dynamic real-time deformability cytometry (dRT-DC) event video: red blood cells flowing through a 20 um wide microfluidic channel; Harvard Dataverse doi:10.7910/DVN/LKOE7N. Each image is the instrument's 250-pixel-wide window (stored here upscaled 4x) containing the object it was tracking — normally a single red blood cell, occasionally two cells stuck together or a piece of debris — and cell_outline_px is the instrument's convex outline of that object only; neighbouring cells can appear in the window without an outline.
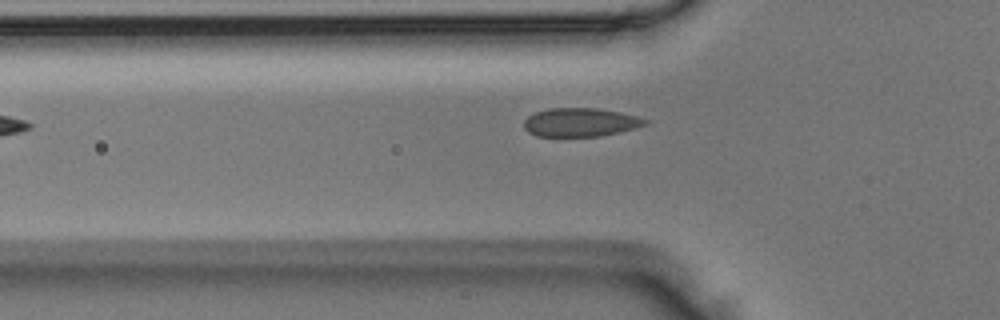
{"species": "Egyptian fruit bat (a non-hibernating species)", "species_latin": "Rousettus aegyptiacus", "temperature_condition": "room temperature", "stored_images_in_passage": 32, "camera_frame_rate_fps": 3000, "um_per_image_px": 0.085, "animal": {"sex": "male"}, "frame": {"image": 1, "passage_image": 4, "time_ms": 1.0, "image_size_px": [1000, 320], "cell_outline_px": [[652, 120], [648, 124], [636, 128], [620, 132], [600, 136], [536, 136], [528, 132], [524, 128], [524, 120], [528, 116], [536, 112], [548, 108], [600, 108], [620, 112]], "centroid_in_image_um": [49.37, 10.39], "position_along_channel_um": 76.4, "area_um2": 20.4}}
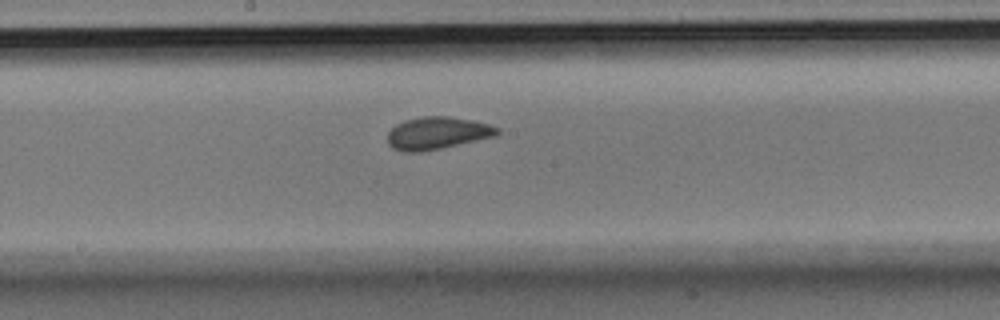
{"frame": {"image": 2, "passage_image": 14, "time_ms": 4.333, "image_size_px": [1000, 320], "cell_outline_px": [[500, 132], [496, 136], [440, 148], [420, 152], [400, 152], [392, 148], [388, 144], [388, 132], [396, 124], [404, 120], [424, 116], [448, 116], [472, 120], [488, 124], [500, 128]], "centroid_in_image_um": [37.15, 11.31], "position_along_channel_um": 211.1, "area_um2": 20.75}}
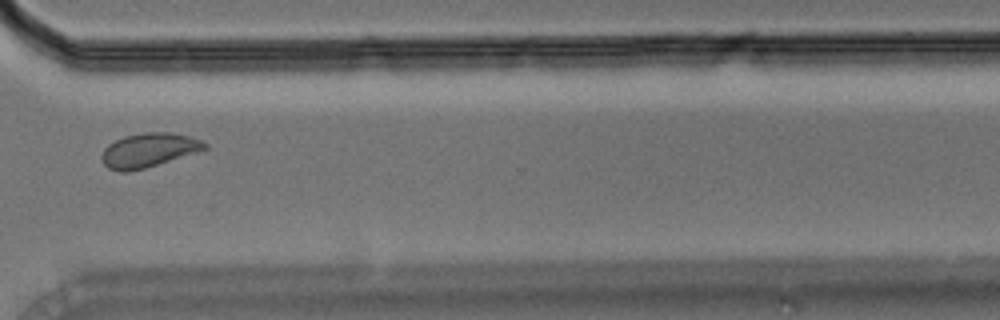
{"frame": {"image": 3, "passage_image": 25, "time_ms": 8.0, "image_size_px": [1000, 320], "cell_outline_px": [[208, 148], [196, 152], [144, 168], [128, 172], [120, 172], [108, 168], [104, 164], [100, 156], [104, 148], [108, 144], [124, 136], [144, 132], [168, 132], [192, 136], [208, 144]], "centroid_in_image_um": [12.61, 12.75], "position_along_channel_um": 358.0, "area_um2": 20.4}}